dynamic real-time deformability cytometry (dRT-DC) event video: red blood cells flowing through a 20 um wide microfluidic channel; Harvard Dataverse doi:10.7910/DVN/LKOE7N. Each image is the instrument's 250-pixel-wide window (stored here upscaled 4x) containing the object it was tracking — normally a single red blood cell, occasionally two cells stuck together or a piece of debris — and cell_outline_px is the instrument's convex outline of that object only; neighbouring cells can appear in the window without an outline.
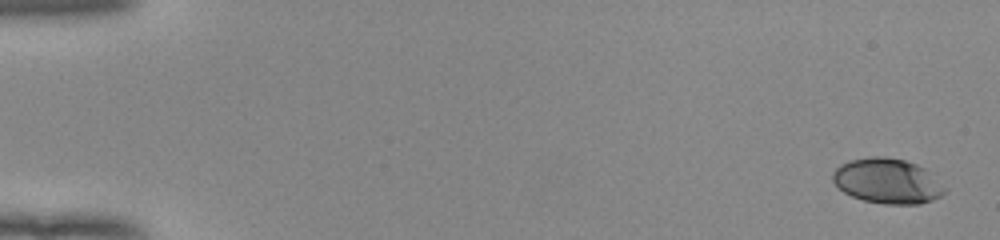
{"species": "human", "species_latin": "Homo sapiens", "temperature_condition": "room temperature", "stored_images_in_passage": 53, "camera_frame_rate_fps": 3000, "um_per_image_px": 0.085, "donor": {"sex": "female"}, "frame": {"image": 1, "passage_image": 1, "time_ms": 0.0, "image_size_px": [1000, 240], "cell_outline_px": [[948, 188], [940, 196], [932, 200], [920, 204], [884, 204], [864, 200], [852, 196], [844, 192], [832, 180], [832, 172], [840, 164], [848, 160], [868, 156], [884, 156], [904, 160], [916, 164], [924, 168]], "centroid_in_image_um": [75.42, 15.38], "position_along_channel_um": 9.6, "area_um2": 29.54}}
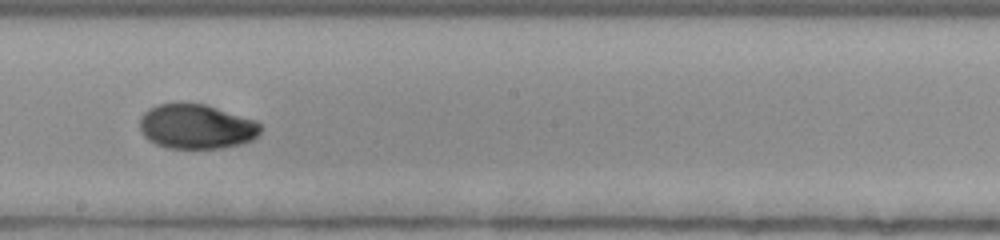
{"frame": {"image": 2, "passage_image": 31, "time_ms": 10.0, "image_size_px": [1000, 240], "cell_outline_px": [[260, 132], [252, 140], [240, 144], [220, 148], [168, 148], [156, 144], [148, 140], [140, 132], [140, 116], [148, 108], [156, 104], [204, 104], [256, 120], [260, 124]], "centroid_in_image_um": [16.66, 10.76], "position_along_channel_um": 231.5, "area_um2": 31.33}}
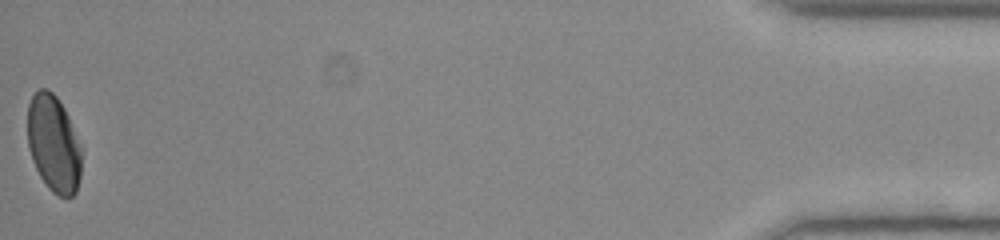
{"frame": {"image": 3, "passage_image": 53, "time_ms": 17.333, "image_size_px": [1000, 240], "cell_outline_px": [[80, 176], [76, 192], [72, 196], [60, 196], [52, 192], [48, 188], [40, 176], [32, 160], [28, 148], [28, 104], [32, 96], [40, 88], [48, 88], [56, 96], [64, 108], [68, 116], [80, 148]], "centroid_in_image_um": [4.53, 12.21], "position_along_channel_um": 430.7, "area_um2": 30.11}, "authors_computed_cell_mechanics": {"area_um2": 30.7496, "velocity_mm_per_s": 3.9235, "shape_relaxation_time_tau1_ms": 3.6655, "shape_relaxation_time_tau2_ms": 1.2745, "deformation_change_tau1": 0.1403, "deformation_change_tau2": 0.0307}}